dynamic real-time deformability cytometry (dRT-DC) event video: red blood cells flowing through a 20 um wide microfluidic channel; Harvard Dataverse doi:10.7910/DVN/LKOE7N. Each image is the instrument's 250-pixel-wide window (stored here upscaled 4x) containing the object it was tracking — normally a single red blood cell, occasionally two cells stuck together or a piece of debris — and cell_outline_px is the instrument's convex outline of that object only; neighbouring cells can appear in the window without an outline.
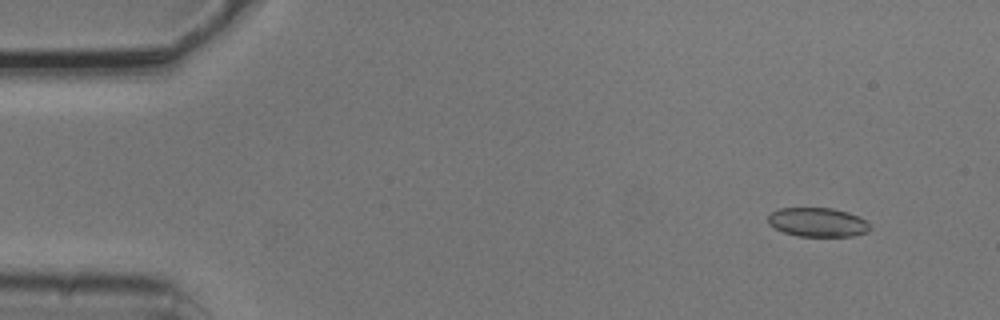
{"species": "common noctule bat (a hibernating species)", "species_latin": "Nyctalus noctula", "temperature_condition": "cold", "stored_images_in_passage": 6, "camera_frame_rate_fps": 3000, "um_per_image_px": 0.085, "animal": {"sex": "male", "body_mass_g": 20.5, "forearm_length_mm": 52.5}, "frame": {"image": 1, "passage_image": 2, "time_ms": 0.333, "image_size_px": [1000, 320], "cell_outline_px": [[872, 228], [868, 232], [852, 236], [796, 236], [784, 232], [768, 224], [768, 216], [772, 212], [780, 208], [832, 208], [848, 212], [860, 216]], "centroid_in_image_um": [69.52, 18.89], "position_along_channel_um": 15.5, "area_um2": 17.28}}
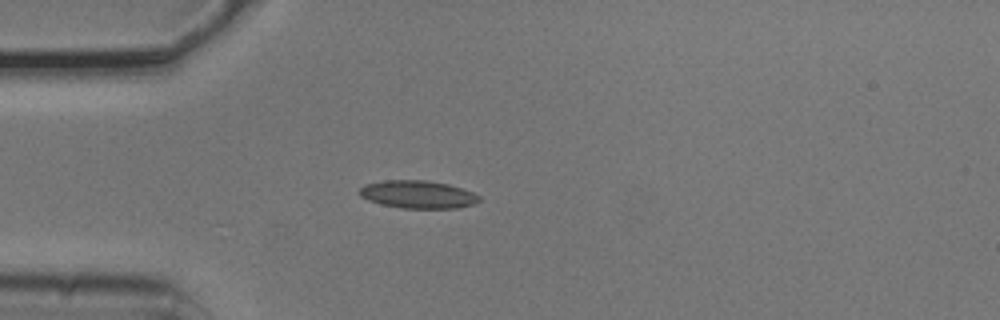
{"frame": {"image": 2, "passage_image": 5, "time_ms": 1.333, "image_size_px": [1000, 320], "cell_outline_px": [[480, 200], [472, 204], [460, 208], [400, 208], [368, 200], [360, 196], [356, 192], [364, 184], [384, 180], [428, 180], [448, 184], [472, 192], [480, 196]], "centroid_in_image_um": [35.48, 16.52], "position_along_channel_um": 49.5, "area_um2": 19.42}}